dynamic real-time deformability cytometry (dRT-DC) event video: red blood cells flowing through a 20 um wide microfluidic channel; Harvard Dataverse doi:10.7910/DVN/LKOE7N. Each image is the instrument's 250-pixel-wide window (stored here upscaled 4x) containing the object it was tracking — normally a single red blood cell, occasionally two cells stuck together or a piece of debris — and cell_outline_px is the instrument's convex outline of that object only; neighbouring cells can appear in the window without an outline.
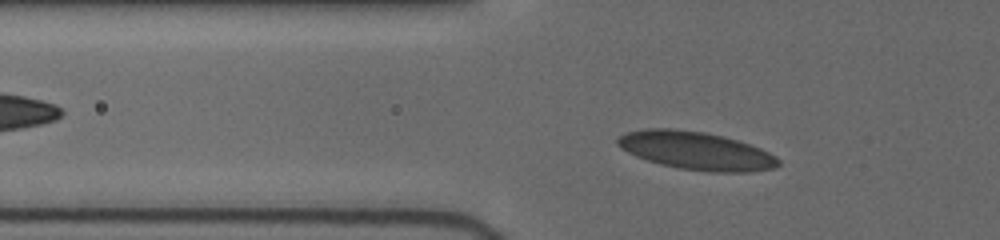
{"species": "human", "species_latin": "Homo sapiens", "temperature_condition": "cold", "stored_images_in_passage": 47, "camera_frame_rate_fps": 3000, "um_per_image_px": 0.085, "donor": {"sex": "female"}, "frame": {"image": 1, "passage_image": 7, "time_ms": 2.0, "image_size_px": [1000, 240], "cell_outline_px": [[780, 164], [772, 168], [752, 172], [708, 172], [680, 168], [660, 164], [636, 156], [620, 148], [616, 144], [616, 140], [620, 136], [628, 132], [648, 128], [672, 128], [704, 132], [724, 136], [760, 148], [776, 156], [780, 160]], "centroid_in_image_um": [59.17, 12.81], "position_along_channel_um": 66.6, "area_um2": 35.55}}
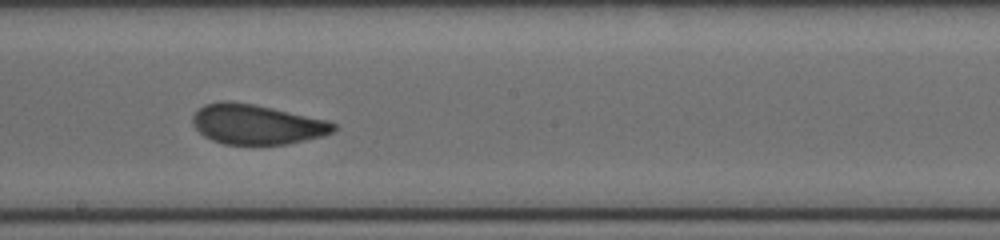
{"frame": {"image": 2, "passage_image": 22, "time_ms": 6.333, "image_size_px": [1000, 240], "cell_outline_px": [[336, 128], [332, 132], [324, 136], [288, 144], [224, 144], [212, 140], [204, 136], [192, 124], [192, 116], [204, 104], [220, 100], [224, 100], [252, 104], [272, 108], [328, 120], [336, 124]], "centroid_in_image_um": [21.82, 10.57], "position_along_channel_um": 226.4, "area_um2": 32.71}}
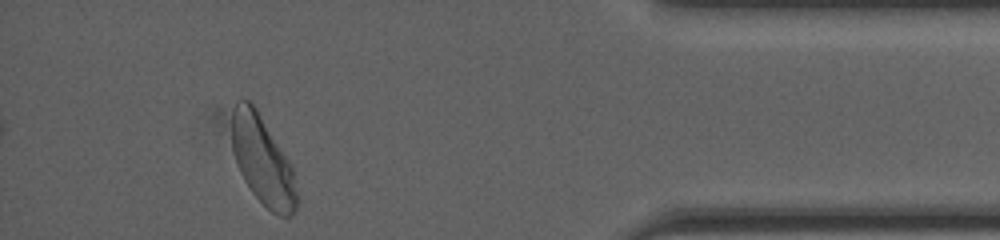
{"frame": {"image": 3, "passage_image": 42, "time_ms": 12.0, "image_size_px": [1000, 240], "cell_outline_px": [[296, 208], [292, 216], [280, 216], [272, 212], [252, 192], [244, 180], [240, 172], [232, 148], [232, 108], [236, 100], [248, 100], [256, 108], [288, 160], [292, 168], [296, 192]], "centroid_in_image_um": [22.29, 13.63], "position_along_channel_um": 412.9, "area_um2": 32.89}}